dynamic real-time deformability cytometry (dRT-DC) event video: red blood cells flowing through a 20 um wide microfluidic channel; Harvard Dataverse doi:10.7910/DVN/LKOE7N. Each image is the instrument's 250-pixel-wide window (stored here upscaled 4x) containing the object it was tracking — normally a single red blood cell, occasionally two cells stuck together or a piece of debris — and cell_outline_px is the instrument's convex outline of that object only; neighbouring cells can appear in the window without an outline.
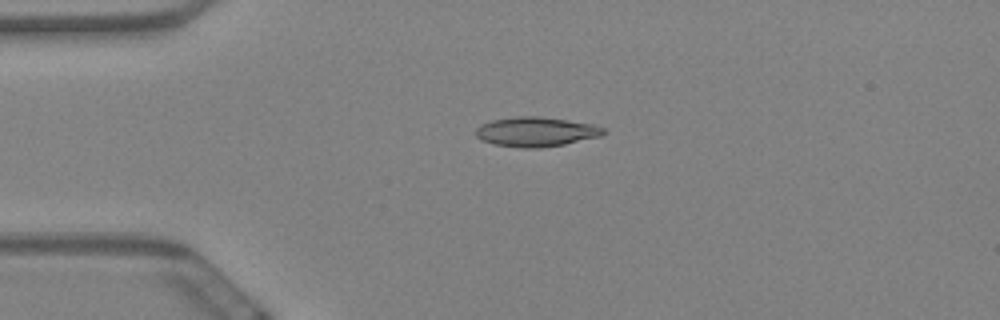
{"species": "Egyptian fruit bat (a non-hibernating species)", "species_latin": "Rousettus aegyptiacus", "temperature_condition": "warm", "stored_images_in_passage": 39, "camera_frame_rate_fps": 3000, "um_per_image_px": 0.085, "animal": {"sex": "female"}, "frame": {"image": 1, "passage_image": 1, "time_ms": 0.0, "image_size_px": [1000, 320], "cell_outline_px": [[608, 132], [600, 136], [564, 144], [540, 148], [520, 148], [492, 144], [480, 140], [476, 136], [476, 128], [480, 124], [492, 120], [516, 116], [540, 116], [592, 124], [604, 128]], "centroid_in_image_um": [45.53, 11.2], "position_along_channel_um": 39.5, "area_um2": 22.14}}
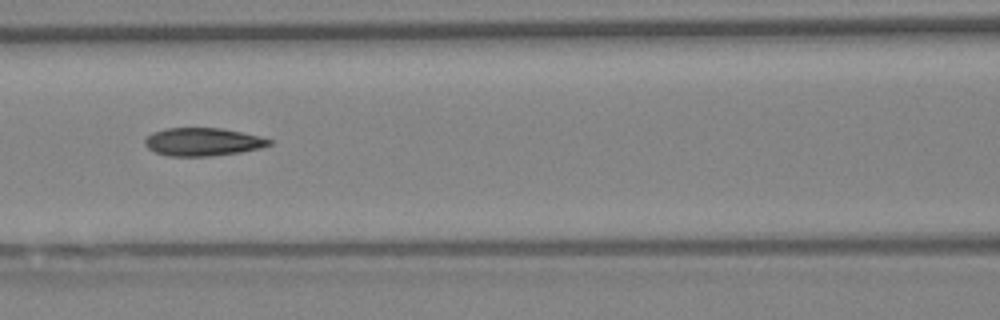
{"frame": {"image": 2, "passage_image": 13, "time_ms": 4.0, "image_size_px": [1000, 320], "cell_outline_px": [[272, 144], [260, 148], [240, 152], [212, 156], [168, 156], [156, 152], [148, 148], [144, 144], [144, 140], [152, 132], [164, 128], [220, 128], [260, 136], [272, 140]], "centroid_in_image_um": [17.22, 12.06], "position_along_channel_um": 149.4, "area_um2": 20.29}}
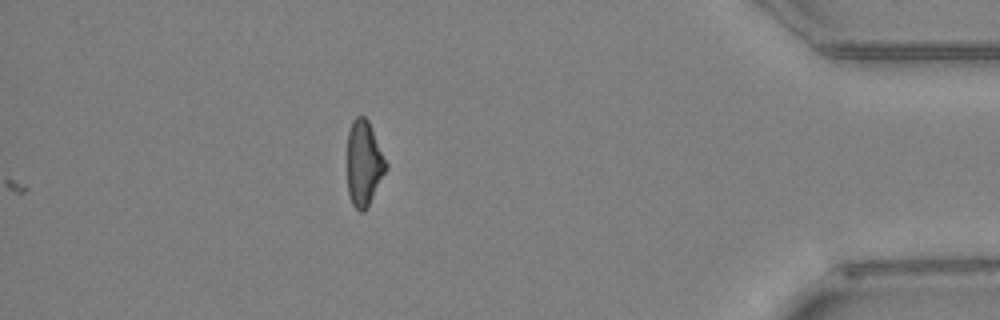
{"frame": {"image": 3, "passage_image": 39, "time_ms": 12.667, "image_size_px": [1000, 320], "cell_outline_px": [[388, 168], [368, 204], [360, 212], [352, 204], [348, 192], [348, 132], [352, 120], [356, 116], [364, 116], [368, 120], [388, 164]], "centroid_in_image_um": [30.93, 13.83], "position_along_channel_um": 404.3, "area_um2": 18.96}, "authors_computed_cell_mechanics": {"area_um2": 20.2878, "velocity_mm_per_s": 3.4721, "shape_relaxation_time_tau1_ms": null, "shape_relaxation_time_tau2_ms": 3.3257, "deformation_change_tau1": null, "deformation_change_tau2": 0.1187}}